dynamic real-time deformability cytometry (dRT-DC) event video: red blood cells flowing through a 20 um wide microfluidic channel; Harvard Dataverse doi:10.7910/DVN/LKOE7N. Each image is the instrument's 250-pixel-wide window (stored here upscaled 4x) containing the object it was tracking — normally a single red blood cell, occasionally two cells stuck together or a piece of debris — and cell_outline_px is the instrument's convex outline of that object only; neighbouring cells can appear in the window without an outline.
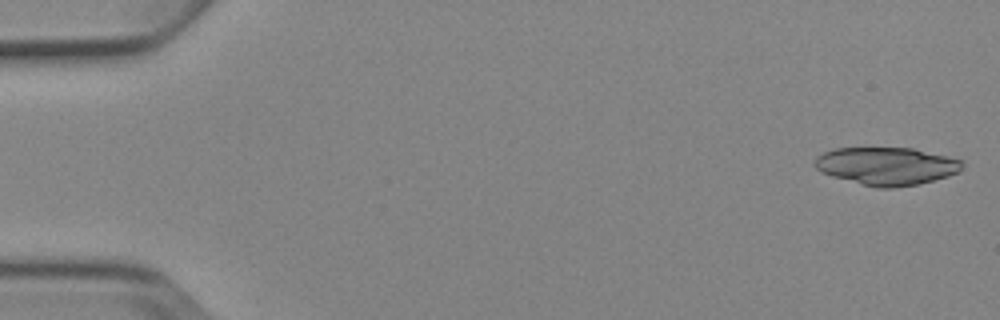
{"species": "Egyptian fruit bat (a non-hibernating species)", "species_latin": "Rousettus aegyptiacus", "temperature_condition": "cold", "stored_images_in_passage": 6, "camera_frame_rate_fps": 3000, "um_per_image_px": 0.085, "animal": {"sex": "female"}, "frame": {"image": 1, "passage_image": 1, "time_ms": 0.0, "image_size_px": [1000, 320], "cell_outline_px": [[964, 164], [960, 172], [948, 176], [916, 184], [892, 188], [876, 188], [860, 184], [832, 176], [820, 172], [812, 164], [816, 156], [824, 152], [836, 148], [912, 148], [960, 160]], "centroid_in_image_um": [75.3, 14.12], "position_along_channel_um": 9.7, "area_um2": 32.37}}
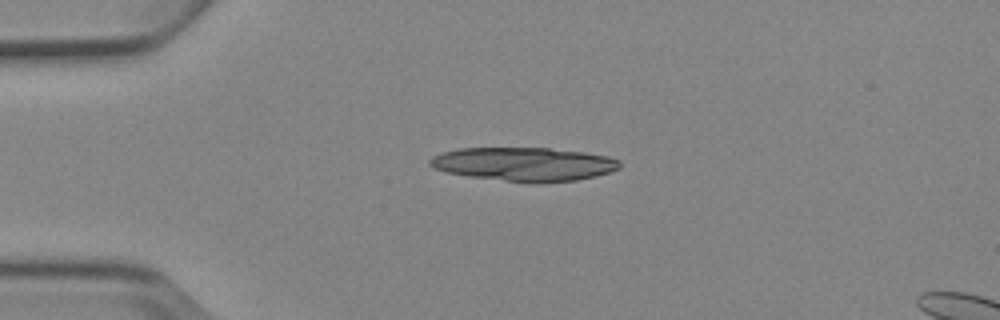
{"frame": {"image": 2, "passage_image": 4, "time_ms": 3.667, "image_size_px": [1000, 320], "cell_outline_px": [[620, 168], [596, 176], [576, 180], [540, 184], [528, 184], [468, 176], [448, 172], [436, 168], [428, 164], [428, 160], [432, 156], [440, 152], [460, 148], [548, 148], [584, 152], [608, 156], [620, 160]], "centroid_in_image_um": [44.54, 13.96], "position_along_channel_um": 40.5, "area_um2": 37.69}}